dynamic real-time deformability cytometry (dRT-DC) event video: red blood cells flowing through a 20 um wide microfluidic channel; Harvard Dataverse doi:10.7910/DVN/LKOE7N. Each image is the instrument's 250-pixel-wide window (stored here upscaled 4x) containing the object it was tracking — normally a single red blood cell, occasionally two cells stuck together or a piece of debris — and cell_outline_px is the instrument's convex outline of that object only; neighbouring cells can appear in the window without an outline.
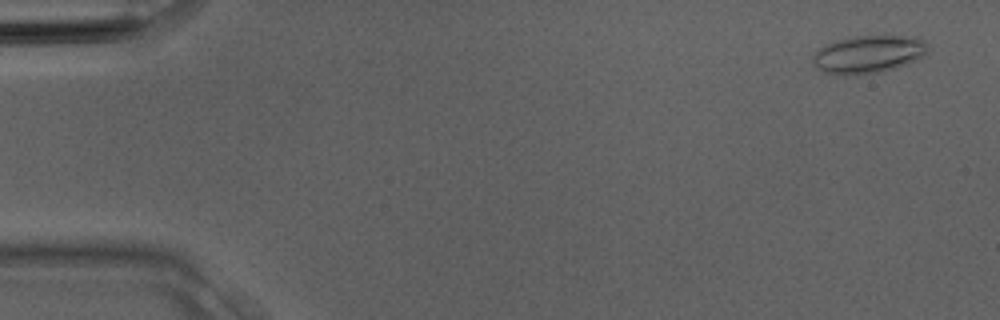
{"species": "Egyptian fruit bat (a non-hibernating species)", "species_latin": "Rousettus aegyptiacus", "temperature_condition": "room temperature", "stored_images_in_passage": 3, "camera_frame_rate_fps": 3000, "um_per_image_px": 0.085, "animal": {"sex": "male"}, "frame": {"image": 1, "passage_image": 1, "time_ms": 0.0, "image_size_px": [1000, 320], "cell_outline_px": [[928, 52], [924, 56], [908, 64], [880, 72], [856, 76], [844, 76], [824, 72], [816, 68], [812, 64], [812, 56], [820, 48], [836, 40], [856, 36], [916, 36], [924, 40], [928, 44]], "centroid_in_image_um": [73.83, 4.63], "position_along_channel_um": 11.2, "area_um2": 25.72}}